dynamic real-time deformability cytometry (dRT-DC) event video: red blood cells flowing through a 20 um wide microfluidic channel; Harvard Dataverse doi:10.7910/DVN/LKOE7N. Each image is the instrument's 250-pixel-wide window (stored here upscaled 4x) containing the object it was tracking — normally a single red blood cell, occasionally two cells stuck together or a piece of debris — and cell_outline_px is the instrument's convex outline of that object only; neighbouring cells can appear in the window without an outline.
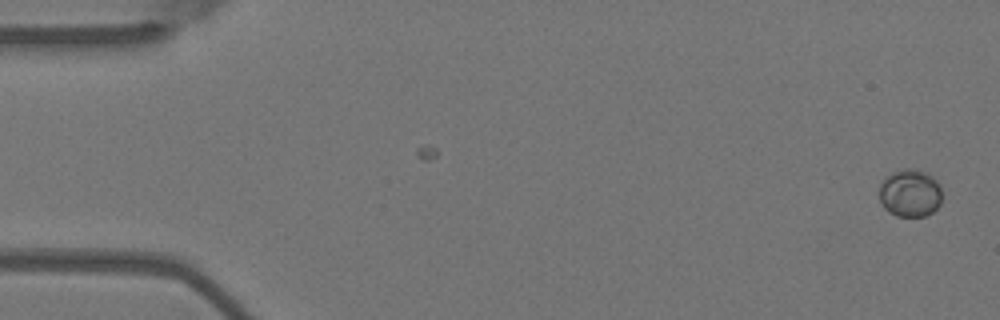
{"species": "Egyptian fruit bat (a non-hibernating species)", "species_latin": "Rousettus aegyptiacus", "temperature_condition": "warm", "stored_images_in_passage": 14, "camera_frame_rate_fps": 3000, "um_per_image_px": 0.085, "animal": {"sex": "female"}, "frame": {"image": 1, "passage_image": 1, "time_ms": 0.0, "image_size_px": [1000, 320], "cell_outline_px": [[940, 204], [932, 212], [924, 216], [896, 216], [888, 212], [884, 208], [880, 200], [880, 184], [892, 172], [900, 168], [916, 168], [928, 172], [940, 184]], "centroid_in_image_um": [77.35, 16.39], "position_along_channel_um": 7.6, "area_um2": 17.57}}
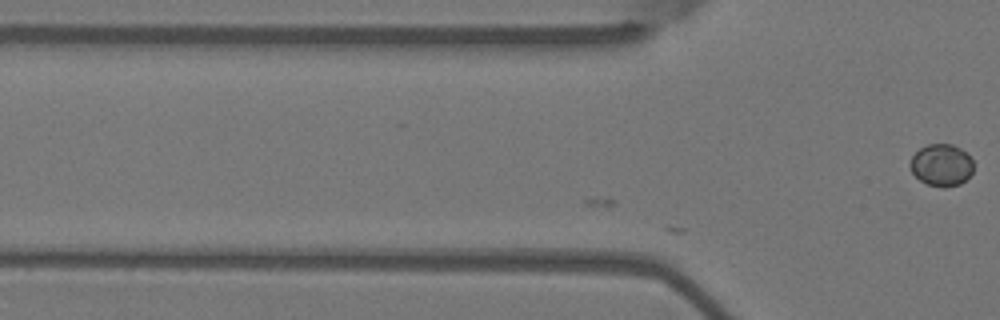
{"frame": {"image": 2, "passage_image": 14, "time_ms": 4.333, "image_size_px": [1000, 320], "cell_outline_px": [[972, 172], [960, 184], [944, 188], [928, 184], [920, 180], [912, 172], [908, 164], [912, 156], [920, 148], [928, 144], [952, 144], [968, 152], [972, 160]], "centroid_in_image_um": [80.02, 14.02], "position_along_channel_um": 45.8, "area_um2": 15.55}}